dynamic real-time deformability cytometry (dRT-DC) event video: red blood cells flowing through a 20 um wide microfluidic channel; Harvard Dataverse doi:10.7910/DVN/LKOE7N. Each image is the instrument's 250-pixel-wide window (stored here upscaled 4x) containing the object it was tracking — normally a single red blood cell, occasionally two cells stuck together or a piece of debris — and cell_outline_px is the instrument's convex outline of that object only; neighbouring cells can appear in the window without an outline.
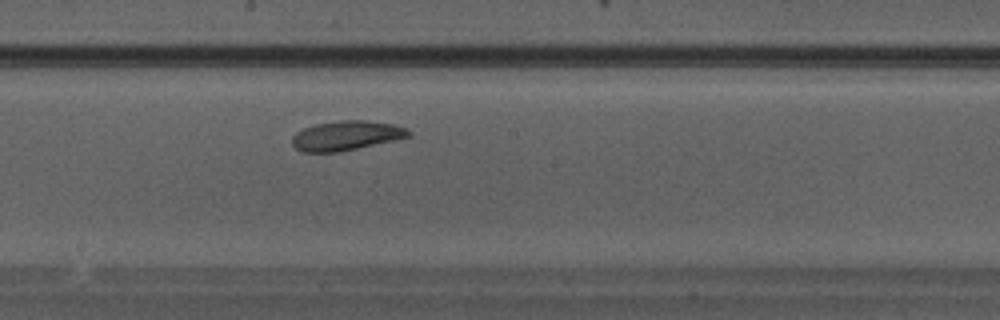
{"species": "Egyptian fruit bat (a non-hibernating species)", "species_latin": "Rousettus aegyptiacus", "temperature_condition": "warm", "stored_images_in_passage": 25, "camera_frame_rate_fps": 3000, "um_per_image_px": 0.085, "animal": {"sex": "male"}, "frame": {"image": 1, "passage_image": 11, "time_ms": 3.333, "image_size_px": [1000, 320], "cell_outline_px": [[412, 136], [396, 140], [340, 152], [304, 152], [296, 148], [292, 144], [292, 136], [296, 132], [304, 128], [316, 124], [340, 120], [368, 120], [396, 124], [412, 132]], "centroid_in_image_um": [29.47, 11.52], "position_along_channel_um": 218.7, "area_um2": 20.23}}
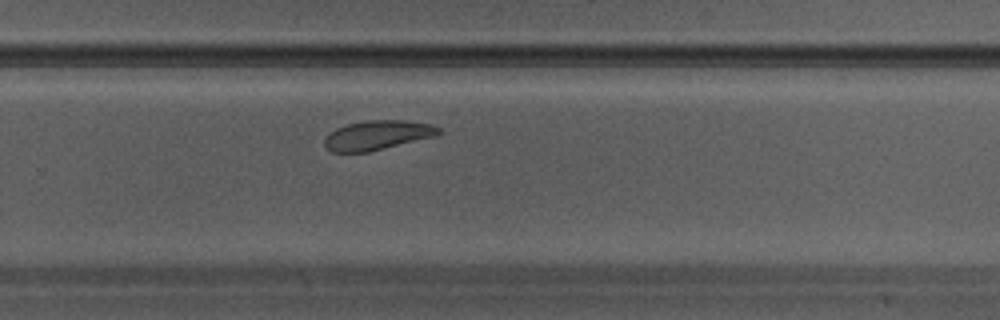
{"frame": {"image": 2, "passage_image": 15, "time_ms": 4.667, "image_size_px": [1000, 320], "cell_outline_px": [[444, 132], [436, 136], [368, 152], [332, 152], [324, 148], [324, 140], [336, 128], [348, 124], [368, 120], [404, 120], [432, 124], [440, 128]], "centroid_in_image_um": [32.12, 11.49], "position_along_channel_um": 297.7, "area_um2": 19.59}}